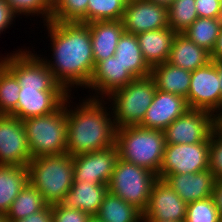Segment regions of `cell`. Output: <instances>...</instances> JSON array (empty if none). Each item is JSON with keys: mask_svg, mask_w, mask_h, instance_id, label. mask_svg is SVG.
I'll use <instances>...</instances> for the list:
<instances>
[{"mask_svg": "<svg viewBox=\"0 0 222 222\" xmlns=\"http://www.w3.org/2000/svg\"><path fill=\"white\" fill-rule=\"evenodd\" d=\"M210 142L166 144L158 178L166 175L190 174L209 169Z\"/></svg>", "mask_w": 222, "mask_h": 222, "instance_id": "9c48e42d", "label": "cell"}, {"mask_svg": "<svg viewBox=\"0 0 222 222\" xmlns=\"http://www.w3.org/2000/svg\"><path fill=\"white\" fill-rule=\"evenodd\" d=\"M211 61V54L196 45L183 33H177L171 47L168 63L193 72Z\"/></svg>", "mask_w": 222, "mask_h": 222, "instance_id": "603a6c76", "label": "cell"}, {"mask_svg": "<svg viewBox=\"0 0 222 222\" xmlns=\"http://www.w3.org/2000/svg\"><path fill=\"white\" fill-rule=\"evenodd\" d=\"M216 179L210 169L190 174L166 175L163 178L186 203L211 197Z\"/></svg>", "mask_w": 222, "mask_h": 222, "instance_id": "d6986e66", "label": "cell"}, {"mask_svg": "<svg viewBox=\"0 0 222 222\" xmlns=\"http://www.w3.org/2000/svg\"><path fill=\"white\" fill-rule=\"evenodd\" d=\"M124 0H89L87 23L106 20H122L125 12Z\"/></svg>", "mask_w": 222, "mask_h": 222, "instance_id": "1f68e13d", "label": "cell"}, {"mask_svg": "<svg viewBox=\"0 0 222 222\" xmlns=\"http://www.w3.org/2000/svg\"><path fill=\"white\" fill-rule=\"evenodd\" d=\"M162 130L137 126L117 128L116 147L119 159L159 174L165 150Z\"/></svg>", "mask_w": 222, "mask_h": 222, "instance_id": "3957f363", "label": "cell"}, {"mask_svg": "<svg viewBox=\"0 0 222 222\" xmlns=\"http://www.w3.org/2000/svg\"><path fill=\"white\" fill-rule=\"evenodd\" d=\"M221 25V18L198 17L183 34L196 45L212 54L218 40Z\"/></svg>", "mask_w": 222, "mask_h": 222, "instance_id": "f1b7e54d", "label": "cell"}, {"mask_svg": "<svg viewBox=\"0 0 222 222\" xmlns=\"http://www.w3.org/2000/svg\"><path fill=\"white\" fill-rule=\"evenodd\" d=\"M95 65L115 55L117 43L125 32L122 20H106L87 23Z\"/></svg>", "mask_w": 222, "mask_h": 222, "instance_id": "ffe728a7", "label": "cell"}, {"mask_svg": "<svg viewBox=\"0 0 222 222\" xmlns=\"http://www.w3.org/2000/svg\"><path fill=\"white\" fill-rule=\"evenodd\" d=\"M221 216L212 197L187 203L185 222H220Z\"/></svg>", "mask_w": 222, "mask_h": 222, "instance_id": "836d02e7", "label": "cell"}, {"mask_svg": "<svg viewBox=\"0 0 222 222\" xmlns=\"http://www.w3.org/2000/svg\"><path fill=\"white\" fill-rule=\"evenodd\" d=\"M150 76L155 81L156 89L187 98L191 81L190 71L164 62L151 68Z\"/></svg>", "mask_w": 222, "mask_h": 222, "instance_id": "d4e9b609", "label": "cell"}, {"mask_svg": "<svg viewBox=\"0 0 222 222\" xmlns=\"http://www.w3.org/2000/svg\"><path fill=\"white\" fill-rule=\"evenodd\" d=\"M132 80L133 78L127 73V68H124L120 61L112 56L95 65L91 80L85 89L91 88L92 92L94 90L95 93L93 96L90 95V98L103 99Z\"/></svg>", "mask_w": 222, "mask_h": 222, "instance_id": "ac0fdd59", "label": "cell"}, {"mask_svg": "<svg viewBox=\"0 0 222 222\" xmlns=\"http://www.w3.org/2000/svg\"><path fill=\"white\" fill-rule=\"evenodd\" d=\"M211 59H222V25L220 28V32H219L215 49L213 50L211 54Z\"/></svg>", "mask_w": 222, "mask_h": 222, "instance_id": "b9f144b4", "label": "cell"}, {"mask_svg": "<svg viewBox=\"0 0 222 222\" xmlns=\"http://www.w3.org/2000/svg\"><path fill=\"white\" fill-rule=\"evenodd\" d=\"M87 222H104L100 218H98L96 215L90 216Z\"/></svg>", "mask_w": 222, "mask_h": 222, "instance_id": "7dc6e473", "label": "cell"}, {"mask_svg": "<svg viewBox=\"0 0 222 222\" xmlns=\"http://www.w3.org/2000/svg\"><path fill=\"white\" fill-rule=\"evenodd\" d=\"M22 121L31 158L67 153L66 99L55 112Z\"/></svg>", "mask_w": 222, "mask_h": 222, "instance_id": "5b68a950", "label": "cell"}, {"mask_svg": "<svg viewBox=\"0 0 222 222\" xmlns=\"http://www.w3.org/2000/svg\"><path fill=\"white\" fill-rule=\"evenodd\" d=\"M12 12L17 16L26 15L36 16L41 15L43 23H47L51 20L52 8L44 0H5ZM21 14V15H20Z\"/></svg>", "mask_w": 222, "mask_h": 222, "instance_id": "e575fe53", "label": "cell"}, {"mask_svg": "<svg viewBox=\"0 0 222 222\" xmlns=\"http://www.w3.org/2000/svg\"><path fill=\"white\" fill-rule=\"evenodd\" d=\"M157 175L146 168L118 159L108 184V191L145 211Z\"/></svg>", "mask_w": 222, "mask_h": 222, "instance_id": "52a82bcc", "label": "cell"}, {"mask_svg": "<svg viewBox=\"0 0 222 222\" xmlns=\"http://www.w3.org/2000/svg\"><path fill=\"white\" fill-rule=\"evenodd\" d=\"M70 94L64 88H21L12 116L21 121L55 112Z\"/></svg>", "mask_w": 222, "mask_h": 222, "instance_id": "5bb4252c", "label": "cell"}, {"mask_svg": "<svg viewBox=\"0 0 222 222\" xmlns=\"http://www.w3.org/2000/svg\"><path fill=\"white\" fill-rule=\"evenodd\" d=\"M28 168L0 165V212L6 214L21 190L28 183Z\"/></svg>", "mask_w": 222, "mask_h": 222, "instance_id": "484cf974", "label": "cell"}, {"mask_svg": "<svg viewBox=\"0 0 222 222\" xmlns=\"http://www.w3.org/2000/svg\"><path fill=\"white\" fill-rule=\"evenodd\" d=\"M188 109L184 97L157 89L139 126L163 131Z\"/></svg>", "mask_w": 222, "mask_h": 222, "instance_id": "e0dca14e", "label": "cell"}, {"mask_svg": "<svg viewBox=\"0 0 222 222\" xmlns=\"http://www.w3.org/2000/svg\"><path fill=\"white\" fill-rule=\"evenodd\" d=\"M199 18H221L220 0H195Z\"/></svg>", "mask_w": 222, "mask_h": 222, "instance_id": "74e56055", "label": "cell"}, {"mask_svg": "<svg viewBox=\"0 0 222 222\" xmlns=\"http://www.w3.org/2000/svg\"><path fill=\"white\" fill-rule=\"evenodd\" d=\"M88 2L89 0H60L52 9L51 20L87 24Z\"/></svg>", "mask_w": 222, "mask_h": 222, "instance_id": "d6a6232c", "label": "cell"}, {"mask_svg": "<svg viewBox=\"0 0 222 222\" xmlns=\"http://www.w3.org/2000/svg\"><path fill=\"white\" fill-rule=\"evenodd\" d=\"M13 222H52V206Z\"/></svg>", "mask_w": 222, "mask_h": 222, "instance_id": "ab89813d", "label": "cell"}, {"mask_svg": "<svg viewBox=\"0 0 222 222\" xmlns=\"http://www.w3.org/2000/svg\"><path fill=\"white\" fill-rule=\"evenodd\" d=\"M20 89L16 76L0 64V115H12L16 111Z\"/></svg>", "mask_w": 222, "mask_h": 222, "instance_id": "f546056e", "label": "cell"}, {"mask_svg": "<svg viewBox=\"0 0 222 222\" xmlns=\"http://www.w3.org/2000/svg\"><path fill=\"white\" fill-rule=\"evenodd\" d=\"M28 181L49 205L60 204L73 185V158L68 153L32 158Z\"/></svg>", "mask_w": 222, "mask_h": 222, "instance_id": "277c9868", "label": "cell"}, {"mask_svg": "<svg viewBox=\"0 0 222 222\" xmlns=\"http://www.w3.org/2000/svg\"><path fill=\"white\" fill-rule=\"evenodd\" d=\"M122 23L126 33L135 35L163 29L169 27L168 8L148 0L126 3Z\"/></svg>", "mask_w": 222, "mask_h": 222, "instance_id": "2e32d148", "label": "cell"}, {"mask_svg": "<svg viewBox=\"0 0 222 222\" xmlns=\"http://www.w3.org/2000/svg\"><path fill=\"white\" fill-rule=\"evenodd\" d=\"M209 169L217 179L222 178V129L218 127L210 136Z\"/></svg>", "mask_w": 222, "mask_h": 222, "instance_id": "d590c367", "label": "cell"}, {"mask_svg": "<svg viewBox=\"0 0 222 222\" xmlns=\"http://www.w3.org/2000/svg\"><path fill=\"white\" fill-rule=\"evenodd\" d=\"M47 206L44 197L28 182L6 213L7 222L23 219L45 209Z\"/></svg>", "mask_w": 222, "mask_h": 222, "instance_id": "83f0119b", "label": "cell"}, {"mask_svg": "<svg viewBox=\"0 0 222 222\" xmlns=\"http://www.w3.org/2000/svg\"><path fill=\"white\" fill-rule=\"evenodd\" d=\"M44 1L53 9L60 0H44Z\"/></svg>", "mask_w": 222, "mask_h": 222, "instance_id": "bcb514c9", "label": "cell"}, {"mask_svg": "<svg viewBox=\"0 0 222 222\" xmlns=\"http://www.w3.org/2000/svg\"><path fill=\"white\" fill-rule=\"evenodd\" d=\"M168 8L169 27L183 33L198 18L195 0H174Z\"/></svg>", "mask_w": 222, "mask_h": 222, "instance_id": "4dcf8cb0", "label": "cell"}, {"mask_svg": "<svg viewBox=\"0 0 222 222\" xmlns=\"http://www.w3.org/2000/svg\"><path fill=\"white\" fill-rule=\"evenodd\" d=\"M215 127L222 129V105L214 114Z\"/></svg>", "mask_w": 222, "mask_h": 222, "instance_id": "ee69618b", "label": "cell"}, {"mask_svg": "<svg viewBox=\"0 0 222 222\" xmlns=\"http://www.w3.org/2000/svg\"><path fill=\"white\" fill-rule=\"evenodd\" d=\"M19 50L4 56L2 63L16 76L21 88H63L39 55L29 47L28 51Z\"/></svg>", "mask_w": 222, "mask_h": 222, "instance_id": "ba28073f", "label": "cell"}, {"mask_svg": "<svg viewBox=\"0 0 222 222\" xmlns=\"http://www.w3.org/2000/svg\"><path fill=\"white\" fill-rule=\"evenodd\" d=\"M187 203L163 179L152 186L148 205L142 217L161 221L185 222Z\"/></svg>", "mask_w": 222, "mask_h": 222, "instance_id": "9a60e30c", "label": "cell"}, {"mask_svg": "<svg viewBox=\"0 0 222 222\" xmlns=\"http://www.w3.org/2000/svg\"><path fill=\"white\" fill-rule=\"evenodd\" d=\"M0 222H7L6 214L0 212Z\"/></svg>", "mask_w": 222, "mask_h": 222, "instance_id": "681fc988", "label": "cell"}, {"mask_svg": "<svg viewBox=\"0 0 222 222\" xmlns=\"http://www.w3.org/2000/svg\"><path fill=\"white\" fill-rule=\"evenodd\" d=\"M14 18L16 19V15L12 12L9 4L5 0H0V34L13 24Z\"/></svg>", "mask_w": 222, "mask_h": 222, "instance_id": "f35d334b", "label": "cell"}, {"mask_svg": "<svg viewBox=\"0 0 222 222\" xmlns=\"http://www.w3.org/2000/svg\"><path fill=\"white\" fill-rule=\"evenodd\" d=\"M211 197L222 216V178L216 179Z\"/></svg>", "mask_w": 222, "mask_h": 222, "instance_id": "60d3db41", "label": "cell"}, {"mask_svg": "<svg viewBox=\"0 0 222 222\" xmlns=\"http://www.w3.org/2000/svg\"><path fill=\"white\" fill-rule=\"evenodd\" d=\"M214 128L213 113L189 108L163 130L165 143L195 144L210 142V136Z\"/></svg>", "mask_w": 222, "mask_h": 222, "instance_id": "30bf717a", "label": "cell"}, {"mask_svg": "<svg viewBox=\"0 0 222 222\" xmlns=\"http://www.w3.org/2000/svg\"><path fill=\"white\" fill-rule=\"evenodd\" d=\"M31 159L23 121L0 115V165L27 167Z\"/></svg>", "mask_w": 222, "mask_h": 222, "instance_id": "7c38bea8", "label": "cell"}, {"mask_svg": "<svg viewBox=\"0 0 222 222\" xmlns=\"http://www.w3.org/2000/svg\"><path fill=\"white\" fill-rule=\"evenodd\" d=\"M3 60H4V57H1L0 58V64H2Z\"/></svg>", "mask_w": 222, "mask_h": 222, "instance_id": "f5cc1de1", "label": "cell"}, {"mask_svg": "<svg viewBox=\"0 0 222 222\" xmlns=\"http://www.w3.org/2000/svg\"><path fill=\"white\" fill-rule=\"evenodd\" d=\"M176 34L170 27L137 34L143 58L150 68L168 61Z\"/></svg>", "mask_w": 222, "mask_h": 222, "instance_id": "7402d4cb", "label": "cell"}, {"mask_svg": "<svg viewBox=\"0 0 222 222\" xmlns=\"http://www.w3.org/2000/svg\"><path fill=\"white\" fill-rule=\"evenodd\" d=\"M156 90L155 81L147 76L133 79L107 96L104 100L112 102L108 106L112 108L117 128L140 125Z\"/></svg>", "mask_w": 222, "mask_h": 222, "instance_id": "8992f818", "label": "cell"}, {"mask_svg": "<svg viewBox=\"0 0 222 222\" xmlns=\"http://www.w3.org/2000/svg\"><path fill=\"white\" fill-rule=\"evenodd\" d=\"M219 84L220 78L212 60L191 72L190 88L186 98L189 108L215 114L222 105V91Z\"/></svg>", "mask_w": 222, "mask_h": 222, "instance_id": "8fae6325", "label": "cell"}, {"mask_svg": "<svg viewBox=\"0 0 222 222\" xmlns=\"http://www.w3.org/2000/svg\"><path fill=\"white\" fill-rule=\"evenodd\" d=\"M107 192L108 185L106 184L73 181L71 189L60 204L65 208L79 209L93 216L97 214Z\"/></svg>", "mask_w": 222, "mask_h": 222, "instance_id": "44dd1931", "label": "cell"}, {"mask_svg": "<svg viewBox=\"0 0 222 222\" xmlns=\"http://www.w3.org/2000/svg\"><path fill=\"white\" fill-rule=\"evenodd\" d=\"M148 1H151L159 5H164L166 7L170 6L174 2V0H148Z\"/></svg>", "mask_w": 222, "mask_h": 222, "instance_id": "f6af8a7d", "label": "cell"}, {"mask_svg": "<svg viewBox=\"0 0 222 222\" xmlns=\"http://www.w3.org/2000/svg\"><path fill=\"white\" fill-rule=\"evenodd\" d=\"M114 56L127 68V73L133 79L150 76L151 68L143 58L137 35L124 32L117 43Z\"/></svg>", "mask_w": 222, "mask_h": 222, "instance_id": "cb8c5ba5", "label": "cell"}, {"mask_svg": "<svg viewBox=\"0 0 222 222\" xmlns=\"http://www.w3.org/2000/svg\"><path fill=\"white\" fill-rule=\"evenodd\" d=\"M70 96L66 98L67 153L73 157L116 145L117 126L112 111L107 112L108 102L86 96L72 110Z\"/></svg>", "mask_w": 222, "mask_h": 222, "instance_id": "7a4b0ae2", "label": "cell"}, {"mask_svg": "<svg viewBox=\"0 0 222 222\" xmlns=\"http://www.w3.org/2000/svg\"><path fill=\"white\" fill-rule=\"evenodd\" d=\"M142 215L139 209L109 191L96 214L104 222H142Z\"/></svg>", "mask_w": 222, "mask_h": 222, "instance_id": "4316f807", "label": "cell"}, {"mask_svg": "<svg viewBox=\"0 0 222 222\" xmlns=\"http://www.w3.org/2000/svg\"><path fill=\"white\" fill-rule=\"evenodd\" d=\"M126 3L135 2V1H141V0H124Z\"/></svg>", "mask_w": 222, "mask_h": 222, "instance_id": "f907efd6", "label": "cell"}, {"mask_svg": "<svg viewBox=\"0 0 222 222\" xmlns=\"http://www.w3.org/2000/svg\"><path fill=\"white\" fill-rule=\"evenodd\" d=\"M142 222H171V221H161L156 219H148L147 217H142Z\"/></svg>", "mask_w": 222, "mask_h": 222, "instance_id": "c3c4849f", "label": "cell"}, {"mask_svg": "<svg viewBox=\"0 0 222 222\" xmlns=\"http://www.w3.org/2000/svg\"><path fill=\"white\" fill-rule=\"evenodd\" d=\"M213 63L215 64V67L217 68V73L220 78V88L222 91V59H211Z\"/></svg>", "mask_w": 222, "mask_h": 222, "instance_id": "7bdbcfd3", "label": "cell"}, {"mask_svg": "<svg viewBox=\"0 0 222 222\" xmlns=\"http://www.w3.org/2000/svg\"><path fill=\"white\" fill-rule=\"evenodd\" d=\"M50 36L52 59L43 58L56 81L69 93L78 86L86 88L94 72L95 63L89 26L80 22L43 24ZM50 34V35H49ZM72 88V89H71Z\"/></svg>", "mask_w": 222, "mask_h": 222, "instance_id": "6da1fadb", "label": "cell"}, {"mask_svg": "<svg viewBox=\"0 0 222 222\" xmlns=\"http://www.w3.org/2000/svg\"><path fill=\"white\" fill-rule=\"evenodd\" d=\"M220 5H221V19H222V0H220Z\"/></svg>", "mask_w": 222, "mask_h": 222, "instance_id": "816d5d0a", "label": "cell"}, {"mask_svg": "<svg viewBox=\"0 0 222 222\" xmlns=\"http://www.w3.org/2000/svg\"><path fill=\"white\" fill-rule=\"evenodd\" d=\"M73 181L108 185L119 159L116 145L73 156Z\"/></svg>", "mask_w": 222, "mask_h": 222, "instance_id": "4fadbf2b", "label": "cell"}, {"mask_svg": "<svg viewBox=\"0 0 222 222\" xmlns=\"http://www.w3.org/2000/svg\"><path fill=\"white\" fill-rule=\"evenodd\" d=\"M90 215L79 209L52 205V222H87Z\"/></svg>", "mask_w": 222, "mask_h": 222, "instance_id": "8d00e7d4", "label": "cell"}]
</instances>
